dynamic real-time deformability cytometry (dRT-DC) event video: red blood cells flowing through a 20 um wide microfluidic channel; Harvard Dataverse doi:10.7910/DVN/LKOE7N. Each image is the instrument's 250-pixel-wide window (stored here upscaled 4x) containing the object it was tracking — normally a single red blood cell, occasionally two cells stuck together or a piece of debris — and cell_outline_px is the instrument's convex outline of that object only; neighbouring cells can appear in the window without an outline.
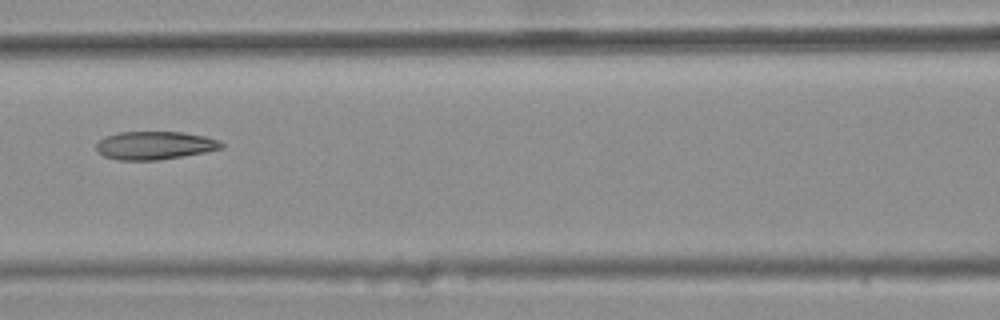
{"species": "common noctule bat (a hibernating species)", "species_latin": "Nyctalus noctula", "temperature_condition": "warm", "stored_images_in_passage": 7, "camera_frame_rate_fps": 3000, "um_per_image_px": 0.085, "animal": {"sex": "female", "body_mass_g": 25.1}, "frame": {"image": 1, "passage_image": 4, "time_ms": 1.0, "image_size_px": [1000, 320], "cell_outline_px": [[224, 148], [204, 152], [156, 160], [120, 160], [104, 156], [96, 152], [96, 144], [104, 136], [116, 132], [180, 132], [204, 136], [220, 140], [224, 144]], "centroid_in_image_um": [13.12, 12.35], "position_along_channel_um": 153.5, "area_um2": 20.52}}
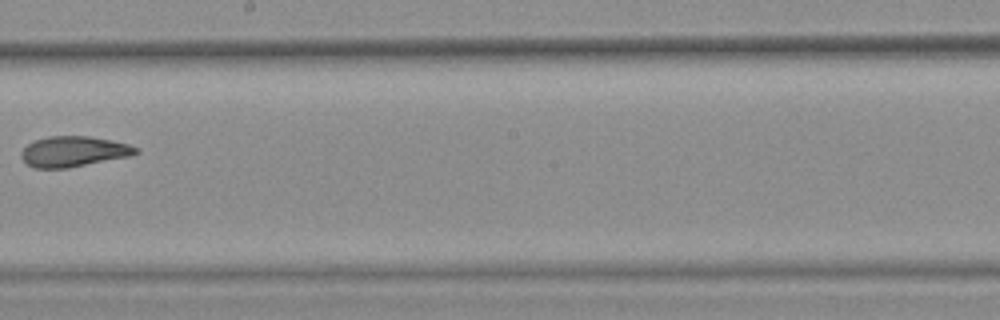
{"frame": {"image": 2, "passage_image": 6, "time_ms": 1.667, "image_size_px": [1000, 320], "cell_outline_px": [[140, 152], [132, 156], [68, 168], [36, 168], [28, 164], [20, 156], [20, 152], [28, 144], [36, 140], [48, 136], [88, 136], [112, 140], [128, 144], [140, 148]], "centroid_in_image_um": [6.3, 12.88], "position_along_channel_um": 241.9, "area_um2": 20.46}}
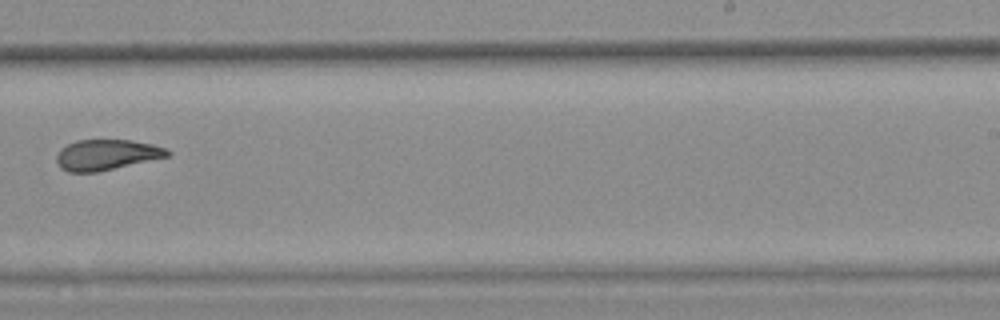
{"frame": {"image": 3, "passage_image": 7, "time_ms": 2.0, "image_size_px": [1000, 320], "cell_outline_px": [[172, 152], [168, 156], [96, 172], [68, 172], [60, 168], [56, 160], [56, 156], [60, 148], [76, 140], [132, 140], [152, 144], [168, 148]], "centroid_in_image_um": [9.04, 13.15], "position_along_channel_um": 280.0, "area_um2": 19.71}}